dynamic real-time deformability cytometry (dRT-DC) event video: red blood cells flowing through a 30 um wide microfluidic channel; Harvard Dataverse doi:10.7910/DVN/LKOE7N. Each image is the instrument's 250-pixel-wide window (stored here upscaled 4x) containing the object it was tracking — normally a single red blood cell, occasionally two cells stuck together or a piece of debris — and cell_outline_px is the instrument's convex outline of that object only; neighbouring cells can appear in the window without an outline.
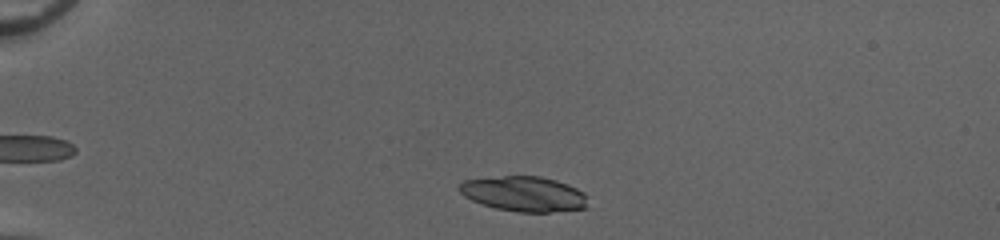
{"species": "common noctule bat (a hibernating species)", "species_latin": "Nyctalus noctula", "temperature_condition": "cold", "stored_images_in_passage": 42, "camera_frame_rate_fps": 3000, "um_per_image_px": 0.085, "animal": {"sex": "female", "body_mass_g": 20.0, "forearm_length_mm": 54.0}, "frame": {"image": 1, "passage_image": 3, "time_ms": 0.667, "image_size_px": [1000, 240], "cell_outline_px": [[588, 196], [584, 208], [548, 212], [520, 212], [496, 208], [480, 204], [464, 196], [456, 188], [464, 180], [504, 176], [540, 176], [556, 180], [568, 184], [584, 192]], "centroid_in_image_um": [44.52, 16.47], "position_along_channel_um": 40.5, "area_um2": 26.24}}
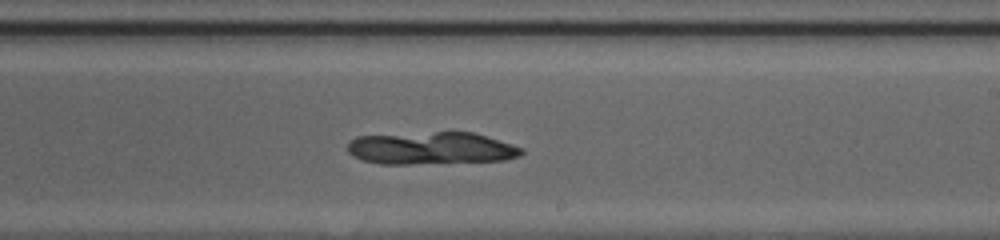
{"frame": {"image": 2, "passage_image": 23, "time_ms": 7.333, "image_size_px": [1000, 240], "cell_outline_px": [[524, 152], [520, 156], [504, 160], [412, 164], [380, 164], [364, 160], [352, 156], [348, 152], [348, 144], [356, 136], [436, 132], [472, 132], [524, 148]], "centroid_in_image_um": [36.65, 12.6], "position_along_channel_um": 252.4, "area_um2": 32.71}}
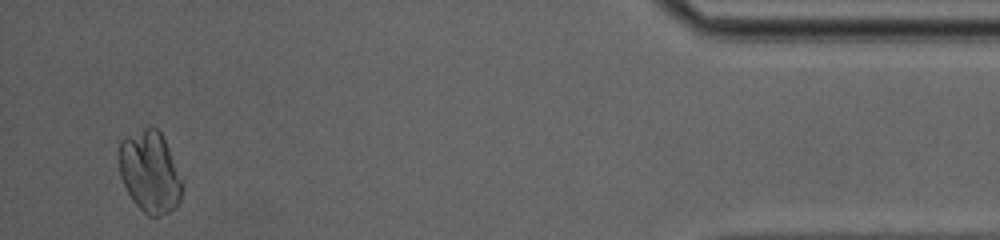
{"frame": {"image": 3, "passage_image": 40, "time_ms": 13.0, "image_size_px": [1000, 240], "cell_outline_px": [[184, 184], [180, 200], [176, 208], [168, 212], [156, 216], [148, 216], [132, 200], [120, 176], [120, 140], [148, 124], [152, 124], [160, 132], [184, 176]], "centroid_in_image_um": [12.8, 14.59], "position_along_channel_um": 422.4, "area_um2": 30.58}}